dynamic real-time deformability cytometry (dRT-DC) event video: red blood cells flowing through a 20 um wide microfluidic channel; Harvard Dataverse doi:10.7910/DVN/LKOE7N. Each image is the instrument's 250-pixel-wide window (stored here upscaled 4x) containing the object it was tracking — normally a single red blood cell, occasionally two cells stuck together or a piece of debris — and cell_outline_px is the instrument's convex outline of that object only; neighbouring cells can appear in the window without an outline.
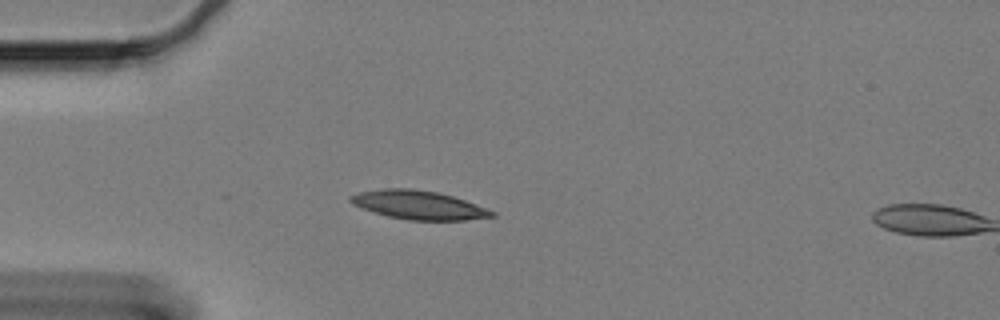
{"species": "Egyptian fruit bat (a non-hibernating species)", "species_latin": "Rousettus aegyptiacus", "temperature_condition": "cold", "stored_images_in_passage": 14, "camera_frame_rate_fps": 3000, "um_per_image_px": 0.085, "animal": {"sex": "female"}, "frame": {"image": 1, "passage_image": 12, "time_ms": 3.667, "image_size_px": [1000, 320], "cell_outline_px": [[496, 216], [464, 220], [408, 220], [388, 216], [372, 212], [360, 208], [352, 204], [348, 200], [348, 196], [360, 192], [384, 188], [412, 188], [440, 192], [464, 200], [496, 212]], "centroid_in_image_um": [35.53, 17.42], "position_along_channel_um": 49.5, "area_um2": 23.76}}